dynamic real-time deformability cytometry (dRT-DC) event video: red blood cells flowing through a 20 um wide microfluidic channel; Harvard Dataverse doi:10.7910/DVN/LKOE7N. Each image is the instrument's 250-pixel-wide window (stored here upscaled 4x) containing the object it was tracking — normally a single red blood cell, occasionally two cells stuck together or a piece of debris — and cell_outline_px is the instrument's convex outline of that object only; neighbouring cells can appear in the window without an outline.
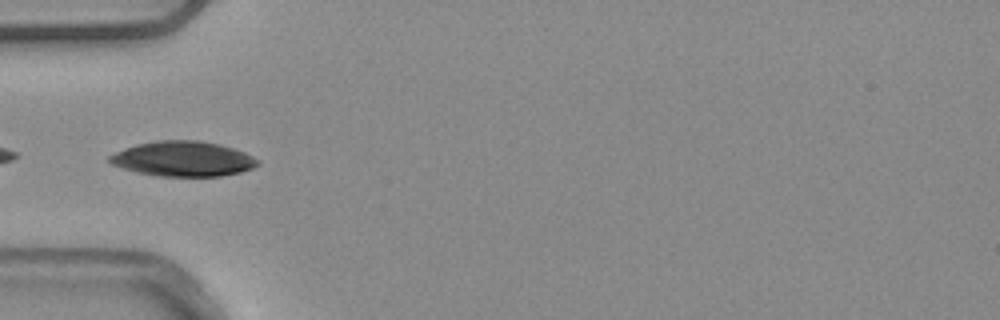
{"species": "common noctule bat (a hibernating species)", "species_latin": "Nyctalus noctula", "temperature_condition": "warm", "stored_images_in_passage": 5, "camera_frame_rate_fps": 3000, "um_per_image_px": 0.085, "animal": {"sex": "male", "body_mass_g": 20.4}, "frame": {"image": 1, "passage_image": 5, "time_ms": 1.333, "image_size_px": [1000, 320], "cell_outline_px": [[260, 164], [252, 168], [240, 172], [220, 176], [156, 176], [136, 172], [112, 164], [108, 160], [108, 156], [124, 148], [136, 144], [156, 140], [196, 140], [220, 144], [244, 152], [260, 160]], "centroid_in_image_um": [15.55, 13.5], "position_along_channel_um": 69.4, "area_um2": 30.29}}